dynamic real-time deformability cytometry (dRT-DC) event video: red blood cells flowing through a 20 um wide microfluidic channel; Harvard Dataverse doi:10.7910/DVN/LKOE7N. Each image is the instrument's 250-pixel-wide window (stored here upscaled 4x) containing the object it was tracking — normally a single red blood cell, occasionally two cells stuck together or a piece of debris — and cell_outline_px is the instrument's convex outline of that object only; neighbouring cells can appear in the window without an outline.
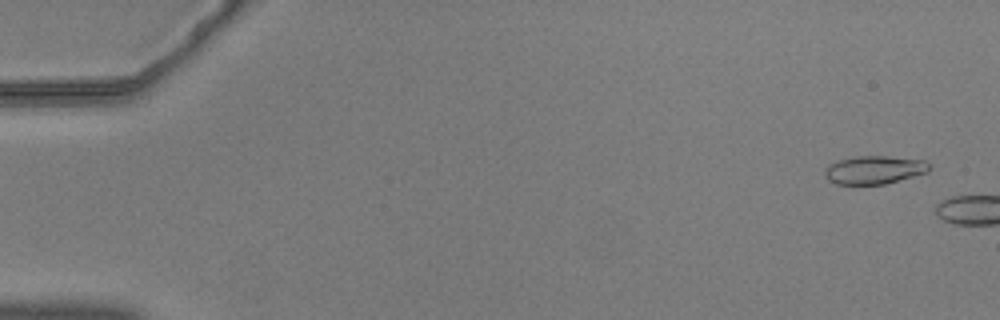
{"species": "common noctule bat (a hibernating species)", "species_latin": "Nyctalus noctula", "temperature_condition": "warm", "stored_images_in_passage": 6, "camera_frame_rate_fps": 3000, "um_per_image_px": 0.085, "animal": {"sex": "male", "body_mass_g": 20.5, "forearm_length_mm": 52.5}, "frame": {"image": 1, "passage_image": 3, "time_ms": 0.667, "image_size_px": [1000, 320], "cell_outline_px": [[932, 168], [928, 172], [884, 184], [836, 184], [828, 180], [824, 176], [824, 172], [828, 164], [836, 160], [856, 156], [888, 156], [924, 160], [932, 164]], "centroid_in_image_um": [74.31, 14.43], "position_along_channel_um": 10.7, "area_um2": 17.4}}